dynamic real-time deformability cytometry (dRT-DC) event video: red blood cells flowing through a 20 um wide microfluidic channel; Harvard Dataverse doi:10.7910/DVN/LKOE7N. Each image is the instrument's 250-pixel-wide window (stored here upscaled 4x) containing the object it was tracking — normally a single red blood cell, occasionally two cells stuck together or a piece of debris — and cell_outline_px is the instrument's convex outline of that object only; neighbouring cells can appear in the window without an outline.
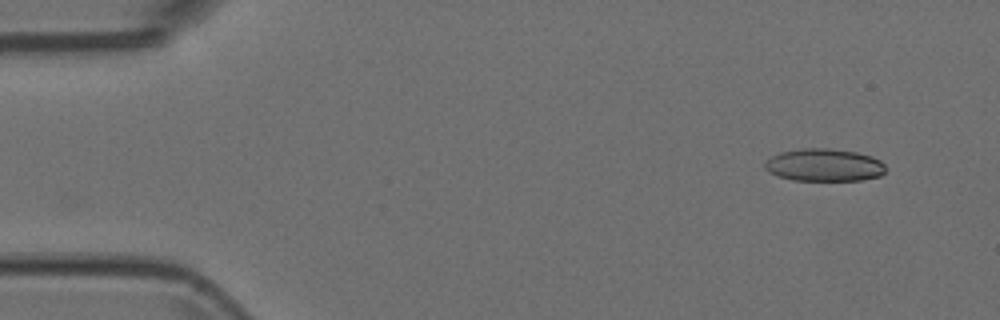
{"species": "Egyptian fruit bat (a non-hibernating species)", "species_latin": "Rousettus aegyptiacus", "temperature_condition": "room temperature", "stored_images_in_passage": 9, "camera_frame_rate_fps": 3000, "um_per_image_px": 0.085, "animal": {"sex": "female"}, "frame": {"image": 1, "passage_image": 1, "time_ms": 0.0, "image_size_px": [1000, 320], "cell_outline_px": [[884, 172], [880, 176], [860, 180], [792, 180], [768, 172], [764, 168], [764, 164], [772, 156], [780, 152], [804, 148], [828, 148], [856, 152], [872, 156], [880, 160], [884, 164]], "centroid_in_image_um": [70.05, 14.02], "position_along_channel_um": 14.9, "area_um2": 22.83}}
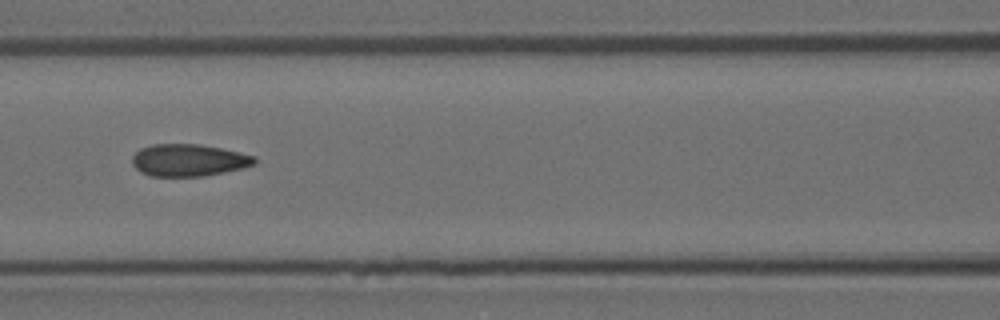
{"frame": {"image": 2, "passage_image": 6, "time_ms": 1.667, "image_size_px": [1000, 320], "cell_outline_px": [[256, 164], [244, 168], [204, 176], [148, 176], [140, 172], [132, 164], [132, 156], [140, 148], [152, 144], [200, 144], [220, 148], [256, 156]], "centroid_in_image_um": [16.03, 13.62], "position_along_channel_um": 150.6, "area_um2": 23.06}}
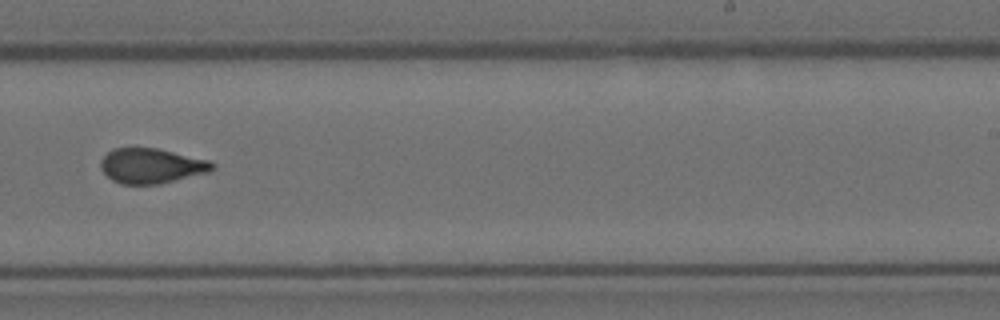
{"frame": {"image": 3, "passage_image": 9, "time_ms": 2.667, "image_size_px": [1000, 320], "cell_outline_px": [[216, 168], [208, 172], [160, 184], [120, 184], [112, 180], [100, 168], [100, 160], [112, 148], [156, 148], [212, 160], [216, 164]], "centroid_in_image_um": [12.9, 14.09], "position_along_channel_um": 276.1, "area_um2": 22.95}}